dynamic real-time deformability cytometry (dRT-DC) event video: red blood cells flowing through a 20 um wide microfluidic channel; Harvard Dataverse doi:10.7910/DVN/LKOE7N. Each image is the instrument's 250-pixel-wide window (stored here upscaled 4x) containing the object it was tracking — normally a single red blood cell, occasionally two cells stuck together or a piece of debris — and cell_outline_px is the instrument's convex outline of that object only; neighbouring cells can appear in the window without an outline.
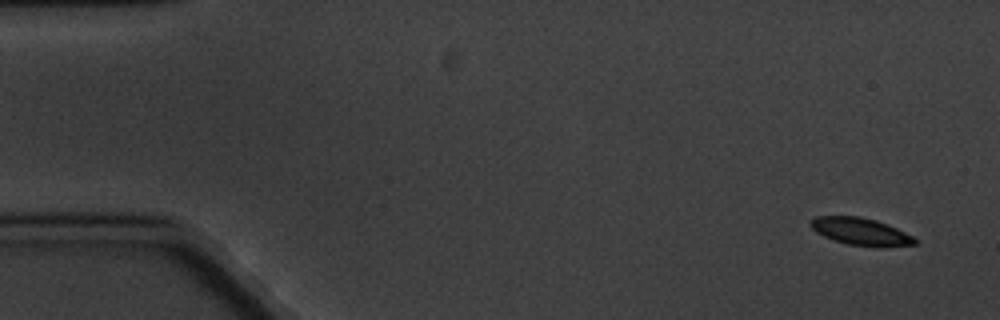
{"species": "common noctule bat (a hibernating species)", "species_latin": "Nyctalus noctula", "temperature_condition": "cold", "stored_images_in_passage": 6, "camera_frame_rate_fps": 3000, "um_per_image_px": 0.085, "animal": {"sex": "male", "body_mass_g": 20.1, "forearm_length_mm": 53.5}, "frame": {"image": 1, "passage_image": 1, "time_ms": 0.0, "image_size_px": [1000, 320], "cell_outline_px": [[916, 244], [884, 248], [876, 248], [848, 244], [832, 240], [816, 232], [808, 224], [816, 216], [860, 216], [876, 220], [888, 224], [912, 236], [916, 240]], "centroid_in_image_um": [73.17, 19.7], "position_along_channel_um": 11.8, "area_um2": 16.82}}